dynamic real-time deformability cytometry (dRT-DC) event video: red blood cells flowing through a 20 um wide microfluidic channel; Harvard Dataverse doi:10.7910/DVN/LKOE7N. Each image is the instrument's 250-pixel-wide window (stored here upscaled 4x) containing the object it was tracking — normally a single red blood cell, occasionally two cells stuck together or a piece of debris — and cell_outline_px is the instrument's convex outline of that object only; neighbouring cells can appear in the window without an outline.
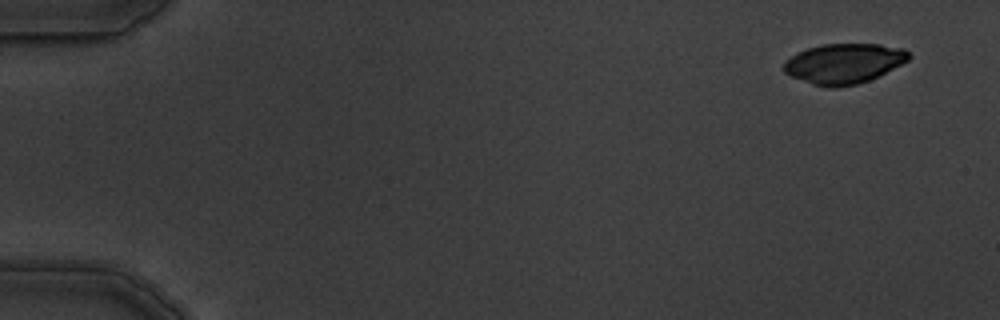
{"species": "common noctule bat (a hibernating species)", "species_latin": "Nyctalus noctula", "temperature_condition": "warm", "stored_images_in_passage": 6, "camera_frame_rate_fps": 3000, "um_per_image_px": 0.085, "animal": {"sex": "male", "body_mass_g": 19.5, "forearm_length_mm": 54.6}, "frame": {"image": 1, "passage_image": 6, "time_ms": 6.667, "image_size_px": [1000, 320], "cell_outline_px": [[912, 56], [908, 60], [868, 80], [856, 84], [836, 88], [828, 88], [812, 84], [792, 76], [784, 72], [784, 64], [792, 56], [808, 48], [820, 44], [880, 44], [904, 48]], "centroid_in_image_um": [71.74, 5.39], "position_along_channel_um": 13.3, "area_um2": 28.78}}